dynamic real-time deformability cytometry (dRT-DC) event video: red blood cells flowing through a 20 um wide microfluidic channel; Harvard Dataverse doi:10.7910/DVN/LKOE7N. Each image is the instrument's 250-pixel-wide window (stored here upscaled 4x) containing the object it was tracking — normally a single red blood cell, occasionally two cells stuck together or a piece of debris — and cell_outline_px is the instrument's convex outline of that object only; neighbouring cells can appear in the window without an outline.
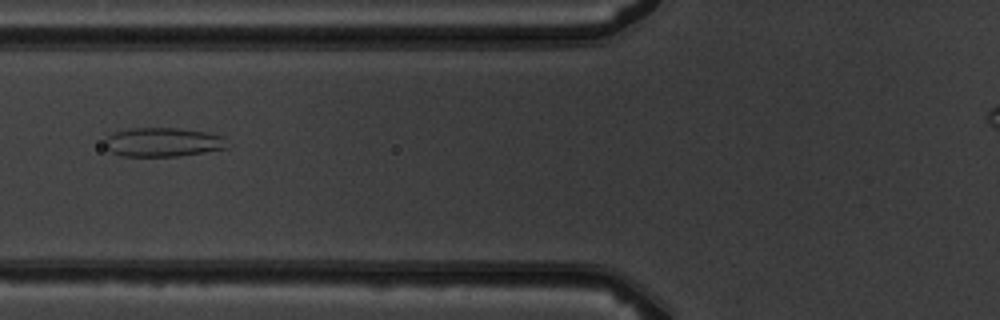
{"species": "common noctule bat (a hibernating species)", "species_latin": "Nyctalus noctula", "temperature_condition": "warm", "stored_images_in_passage": 3, "camera_frame_rate_fps": 3000, "um_per_image_px": 0.085, "animal": {"sex": "male", "body_mass_g": 19.5, "forearm_length_mm": 54.6}, "frame": {"image": 1, "passage_image": 2, "time_ms": 1.333, "image_size_px": [1000, 320], "cell_outline_px": [[228, 148], [204, 152], [176, 156], [124, 156], [112, 152], [104, 144], [104, 140], [108, 136], [116, 132], [132, 128], [176, 128], [204, 132], [220, 136]], "centroid_in_image_um": [13.8, 12.09], "position_along_channel_um": 112.0, "area_um2": 20.23}}